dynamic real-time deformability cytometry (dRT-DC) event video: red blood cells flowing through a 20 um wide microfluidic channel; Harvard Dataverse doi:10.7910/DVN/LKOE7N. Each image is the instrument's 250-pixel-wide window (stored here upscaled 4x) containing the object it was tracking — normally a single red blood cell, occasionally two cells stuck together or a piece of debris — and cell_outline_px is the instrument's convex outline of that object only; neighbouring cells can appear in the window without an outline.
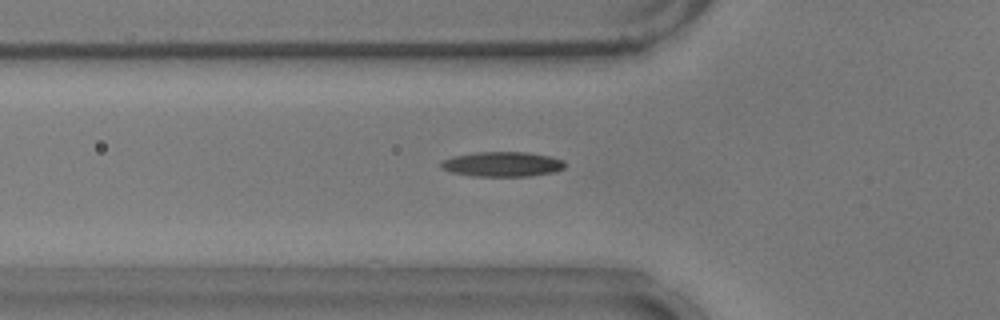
{"species": "common noctule bat (a hibernating species)", "species_latin": "Nyctalus noctula", "temperature_condition": "warm", "stored_images_in_passage": 40, "camera_frame_rate_fps": 3000, "um_per_image_px": 0.085, "animal": {"sex": "male", "body_mass_g": 17.9}, "frame": {"image": 1, "passage_image": 4, "time_ms": 1.0, "image_size_px": [1000, 320], "cell_outline_px": [[564, 168], [556, 172], [528, 176], [472, 176], [452, 172], [440, 168], [440, 164], [444, 160], [452, 156], [476, 152], [528, 152], [548, 156], [564, 160]], "centroid_in_image_um": [42.69, 13.95], "position_along_channel_um": 83.1, "area_um2": 17.98}}
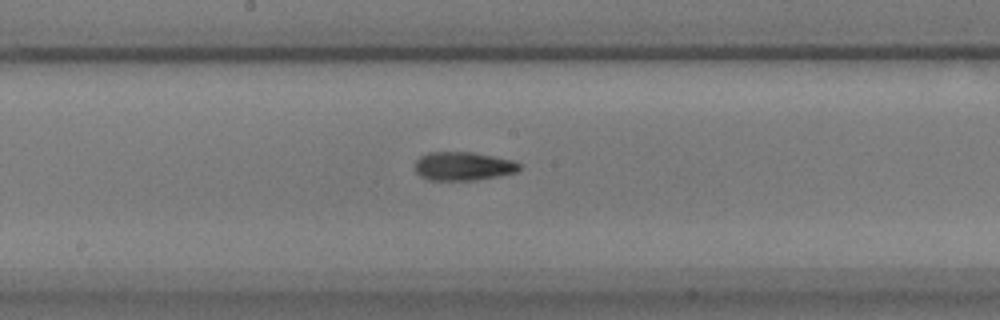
{"frame": {"image": 2, "passage_image": 14, "time_ms": 4.333, "image_size_px": [1000, 320], "cell_outline_px": [[520, 168], [516, 172], [500, 176], [476, 180], [428, 180], [420, 176], [416, 172], [416, 160], [420, 156], [428, 152], [472, 152], [512, 160], [520, 164]], "centroid_in_image_um": [39.36, 14.13], "position_along_channel_um": 208.8, "area_um2": 17.4}}
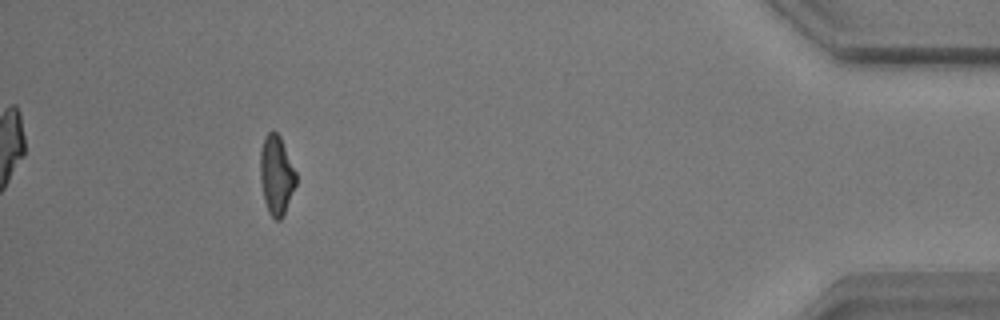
{"frame": {"image": 3, "passage_image": 35, "time_ms": 11.333, "image_size_px": [1000, 320], "cell_outline_px": [[296, 184], [284, 216], [280, 220], [276, 220], [268, 212], [264, 200], [260, 180], [260, 152], [264, 136], [268, 132], [276, 132], [280, 136], [296, 172]], "centroid_in_image_um": [23.49, 14.9], "position_along_channel_um": 411.7, "area_um2": 16.59}, "authors_computed_cell_mechanics": {"area_um2": 17.051, "velocity_mm_per_s": 3.7387, "shape_relaxation_time_tau1_ms": 6.8611, "shape_relaxation_time_tau2_ms": 3.8597, "deformation_change_tau1": 0.1947, "deformation_change_tau2": 0.1273}}